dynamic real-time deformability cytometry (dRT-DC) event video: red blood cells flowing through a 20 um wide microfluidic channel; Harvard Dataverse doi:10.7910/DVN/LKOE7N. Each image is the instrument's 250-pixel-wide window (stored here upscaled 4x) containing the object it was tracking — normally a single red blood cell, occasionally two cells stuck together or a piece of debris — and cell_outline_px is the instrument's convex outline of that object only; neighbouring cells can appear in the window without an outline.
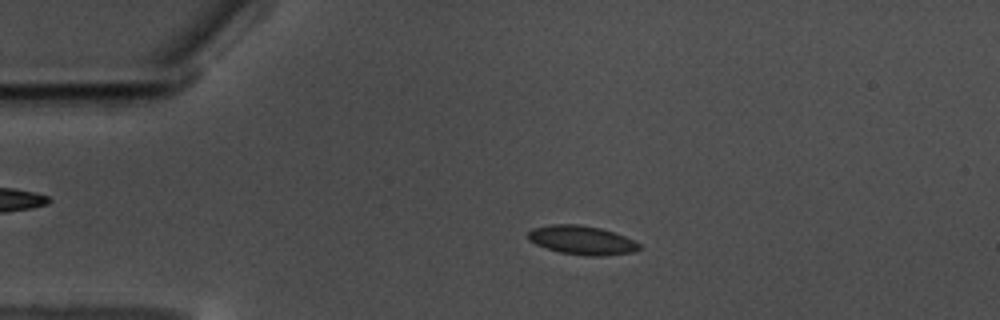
{"species": "common noctule bat (a hibernating species)", "species_latin": "Nyctalus noctula", "temperature_condition": "warm", "stored_images_in_passage": 59, "camera_frame_rate_fps": 3000, "um_per_image_px": 0.085, "animal": {"sex": "male", "body_mass_g": 17.5, "forearm_length_mm": 52.3}, "frame": {"image": 1, "passage_image": 13, "time_ms": 4.0, "image_size_px": [1000, 320], "cell_outline_px": [[640, 248], [632, 252], [600, 256], [584, 256], [560, 252], [536, 244], [528, 240], [528, 232], [532, 228], [552, 224], [580, 224], [600, 228], [624, 236], [640, 244]], "centroid_in_image_um": [49.43, 20.41], "position_along_channel_um": 35.6, "area_um2": 18.55}}
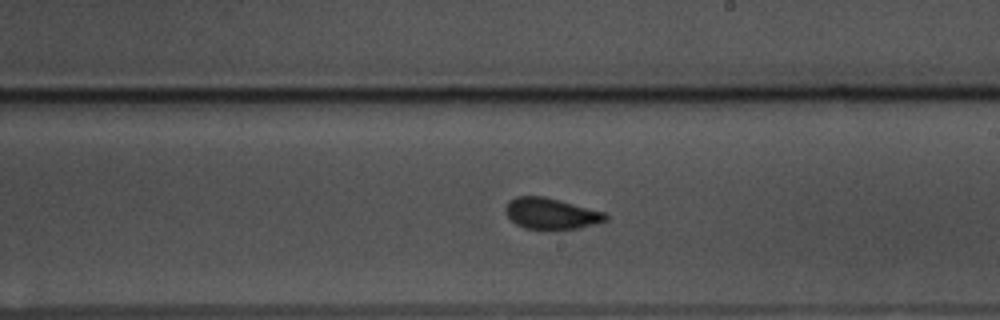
{"frame": {"image": 2, "passage_image": 34, "time_ms": 11.0, "image_size_px": [1000, 320], "cell_outline_px": [[608, 220], [576, 228], [552, 232], [524, 228], [516, 224], [504, 212], [504, 208], [508, 200], [516, 196], [544, 196], [560, 200], [604, 212], [608, 216]], "centroid_in_image_um": [46.79, 18.18], "position_along_channel_um": 242.2, "area_um2": 18.61}}
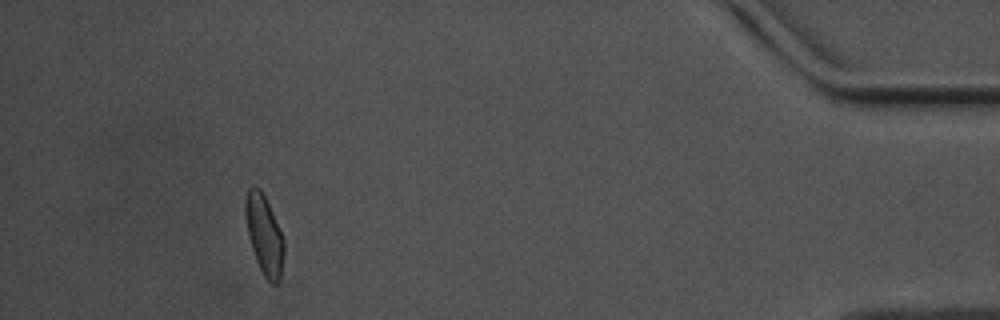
{"frame": {"image": 3, "passage_image": 54, "time_ms": 17.667, "image_size_px": [1000, 320], "cell_outline_px": [[284, 252], [280, 280], [276, 284], [272, 284], [264, 276], [256, 260], [252, 248], [248, 232], [244, 212], [244, 200], [248, 188], [252, 184], [256, 184], [260, 188], [272, 212], [284, 240]], "centroid_in_image_um": [22.44, 19.92], "position_along_channel_um": 412.8, "area_um2": 17.8}, "authors_computed_cell_mechanics": {"area_um2": 17.918, "velocity_mm_per_s": 3.4995, "shape_relaxation_time_tau1_ms": 6.3272, "shape_relaxation_time_tau2_ms": 1.0491, "deformation_change_tau1": 0.129, "deformation_change_tau2": 0.0599}}